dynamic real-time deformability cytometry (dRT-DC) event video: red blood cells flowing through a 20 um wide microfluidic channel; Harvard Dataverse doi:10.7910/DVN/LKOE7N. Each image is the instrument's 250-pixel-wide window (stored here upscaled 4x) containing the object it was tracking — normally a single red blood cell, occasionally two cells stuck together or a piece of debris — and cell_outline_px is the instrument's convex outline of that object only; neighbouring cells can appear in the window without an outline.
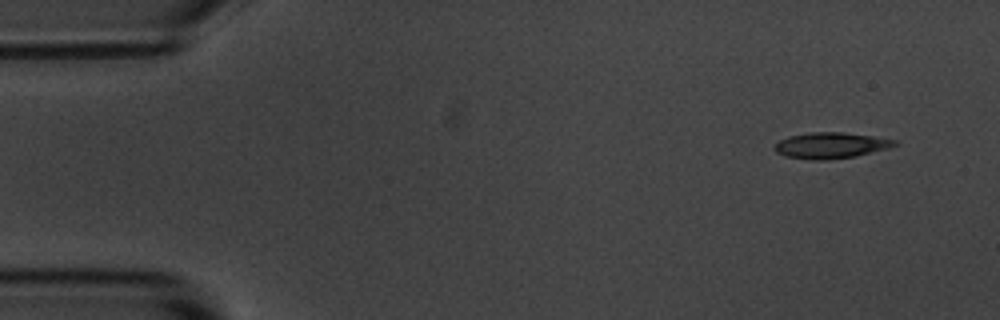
{"species": "common noctule bat (a hibernating species)", "species_latin": "Nyctalus noctula", "temperature_condition": "room temperature", "stored_images_in_passage": 4, "camera_frame_rate_fps": 3000, "um_per_image_px": 0.085, "animal": {"sex": "male", "body_mass_g": 20.1, "forearm_length_mm": 53.5}, "frame": {"image": 1, "passage_image": 1, "time_ms": 0.0, "image_size_px": [1000, 320], "cell_outline_px": [[900, 144], [888, 148], [856, 156], [828, 160], [812, 160], [784, 156], [776, 152], [772, 148], [780, 140], [788, 136], [812, 132], [844, 132], [900, 140]], "centroid_in_image_um": [70.64, 12.36], "position_along_channel_um": 14.4, "area_um2": 18.38}}
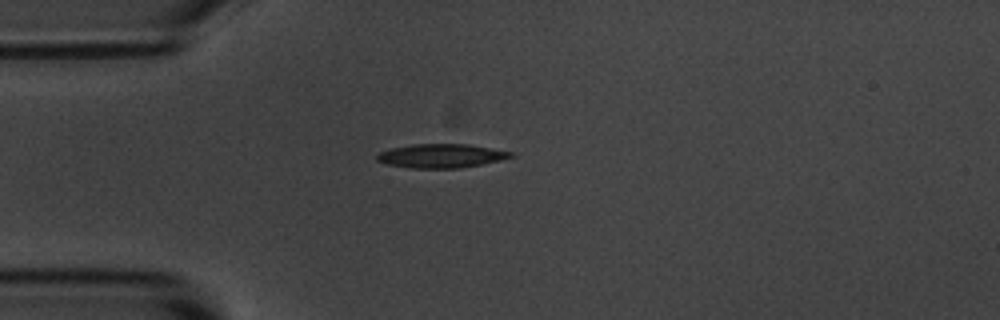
{"frame": {"image": 2, "passage_image": 4, "time_ms": 3.333, "image_size_px": [1000, 320], "cell_outline_px": [[516, 156], [500, 160], [460, 168], [412, 168], [388, 164], [376, 160], [376, 156], [380, 152], [392, 148], [412, 144], [468, 144], [512, 152]], "centroid_in_image_um": [37.5, 13.24], "position_along_channel_um": 47.5, "area_um2": 18.44}}